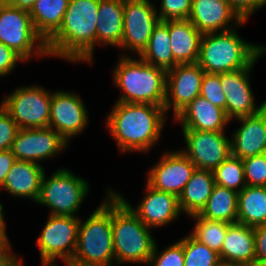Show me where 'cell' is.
<instances>
[{"label": "cell", "instance_id": "52a82bcc", "mask_svg": "<svg viewBox=\"0 0 266 266\" xmlns=\"http://www.w3.org/2000/svg\"><path fill=\"white\" fill-rule=\"evenodd\" d=\"M0 42L24 61L30 59L33 49L37 55L48 56L46 42L36 32L29 11L10 4H0Z\"/></svg>", "mask_w": 266, "mask_h": 266}, {"label": "cell", "instance_id": "4316f807", "mask_svg": "<svg viewBox=\"0 0 266 266\" xmlns=\"http://www.w3.org/2000/svg\"><path fill=\"white\" fill-rule=\"evenodd\" d=\"M69 0H36L29 13L36 32L47 42L61 27Z\"/></svg>", "mask_w": 266, "mask_h": 266}, {"label": "cell", "instance_id": "ab89813d", "mask_svg": "<svg viewBox=\"0 0 266 266\" xmlns=\"http://www.w3.org/2000/svg\"><path fill=\"white\" fill-rule=\"evenodd\" d=\"M17 61H24L17 53L0 42V76L9 74Z\"/></svg>", "mask_w": 266, "mask_h": 266}, {"label": "cell", "instance_id": "ac0fdd59", "mask_svg": "<svg viewBox=\"0 0 266 266\" xmlns=\"http://www.w3.org/2000/svg\"><path fill=\"white\" fill-rule=\"evenodd\" d=\"M147 193L142 202L134 209L119 193L115 194L149 228L160 227L178 218L181 213L179 198L171 193L154 189L147 183Z\"/></svg>", "mask_w": 266, "mask_h": 266}, {"label": "cell", "instance_id": "b9f144b4", "mask_svg": "<svg viewBox=\"0 0 266 266\" xmlns=\"http://www.w3.org/2000/svg\"><path fill=\"white\" fill-rule=\"evenodd\" d=\"M16 162V157L10 150L0 151V187L3 186L6 176Z\"/></svg>", "mask_w": 266, "mask_h": 266}, {"label": "cell", "instance_id": "d4e9b609", "mask_svg": "<svg viewBox=\"0 0 266 266\" xmlns=\"http://www.w3.org/2000/svg\"><path fill=\"white\" fill-rule=\"evenodd\" d=\"M124 0H100L96 44L121 46L123 36Z\"/></svg>", "mask_w": 266, "mask_h": 266}, {"label": "cell", "instance_id": "f35d334b", "mask_svg": "<svg viewBox=\"0 0 266 266\" xmlns=\"http://www.w3.org/2000/svg\"><path fill=\"white\" fill-rule=\"evenodd\" d=\"M243 19L247 20L253 12L266 5V0H227Z\"/></svg>", "mask_w": 266, "mask_h": 266}, {"label": "cell", "instance_id": "f546056e", "mask_svg": "<svg viewBox=\"0 0 266 266\" xmlns=\"http://www.w3.org/2000/svg\"><path fill=\"white\" fill-rule=\"evenodd\" d=\"M237 213L238 193L216 184L205 207L198 215L209 220L232 224L238 222Z\"/></svg>", "mask_w": 266, "mask_h": 266}, {"label": "cell", "instance_id": "e575fe53", "mask_svg": "<svg viewBox=\"0 0 266 266\" xmlns=\"http://www.w3.org/2000/svg\"><path fill=\"white\" fill-rule=\"evenodd\" d=\"M200 96L226 112V97L221 86L220 74H204Z\"/></svg>", "mask_w": 266, "mask_h": 266}, {"label": "cell", "instance_id": "cb8c5ba5", "mask_svg": "<svg viewBox=\"0 0 266 266\" xmlns=\"http://www.w3.org/2000/svg\"><path fill=\"white\" fill-rule=\"evenodd\" d=\"M171 50L177 64L197 63L203 34L188 20H169Z\"/></svg>", "mask_w": 266, "mask_h": 266}, {"label": "cell", "instance_id": "5b68a950", "mask_svg": "<svg viewBox=\"0 0 266 266\" xmlns=\"http://www.w3.org/2000/svg\"><path fill=\"white\" fill-rule=\"evenodd\" d=\"M114 83L123 93L124 103L164 106L167 71L146 61L123 56L114 69Z\"/></svg>", "mask_w": 266, "mask_h": 266}, {"label": "cell", "instance_id": "74e56055", "mask_svg": "<svg viewBox=\"0 0 266 266\" xmlns=\"http://www.w3.org/2000/svg\"><path fill=\"white\" fill-rule=\"evenodd\" d=\"M18 130L17 123L0 104V151L11 149Z\"/></svg>", "mask_w": 266, "mask_h": 266}, {"label": "cell", "instance_id": "7c38bea8", "mask_svg": "<svg viewBox=\"0 0 266 266\" xmlns=\"http://www.w3.org/2000/svg\"><path fill=\"white\" fill-rule=\"evenodd\" d=\"M187 150L182 151L196 169L213 171L231 155V141L223 132L183 130Z\"/></svg>", "mask_w": 266, "mask_h": 266}, {"label": "cell", "instance_id": "484cf974", "mask_svg": "<svg viewBox=\"0 0 266 266\" xmlns=\"http://www.w3.org/2000/svg\"><path fill=\"white\" fill-rule=\"evenodd\" d=\"M216 183L213 171L195 169L179 198L181 212L199 214L205 207Z\"/></svg>", "mask_w": 266, "mask_h": 266}, {"label": "cell", "instance_id": "f1b7e54d", "mask_svg": "<svg viewBox=\"0 0 266 266\" xmlns=\"http://www.w3.org/2000/svg\"><path fill=\"white\" fill-rule=\"evenodd\" d=\"M238 223L249 227L266 224V186L247 185L238 193Z\"/></svg>", "mask_w": 266, "mask_h": 266}, {"label": "cell", "instance_id": "44dd1931", "mask_svg": "<svg viewBox=\"0 0 266 266\" xmlns=\"http://www.w3.org/2000/svg\"><path fill=\"white\" fill-rule=\"evenodd\" d=\"M174 118L181 122L182 130L218 132H224L225 125L230 121L225 110L200 95Z\"/></svg>", "mask_w": 266, "mask_h": 266}, {"label": "cell", "instance_id": "6da1fadb", "mask_svg": "<svg viewBox=\"0 0 266 266\" xmlns=\"http://www.w3.org/2000/svg\"><path fill=\"white\" fill-rule=\"evenodd\" d=\"M100 0H69L61 27L46 42L48 56L92 62Z\"/></svg>", "mask_w": 266, "mask_h": 266}, {"label": "cell", "instance_id": "d590c367", "mask_svg": "<svg viewBox=\"0 0 266 266\" xmlns=\"http://www.w3.org/2000/svg\"><path fill=\"white\" fill-rule=\"evenodd\" d=\"M157 246L150 258L149 264L153 266H184L183 239L175 242L157 256Z\"/></svg>", "mask_w": 266, "mask_h": 266}, {"label": "cell", "instance_id": "2e32d148", "mask_svg": "<svg viewBox=\"0 0 266 266\" xmlns=\"http://www.w3.org/2000/svg\"><path fill=\"white\" fill-rule=\"evenodd\" d=\"M195 169L182 151L169 152L148 172L147 183L154 189L179 197Z\"/></svg>", "mask_w": 266, "mask_h": 266}, {"label": "cell", "instance_id": "7402d4cb", "mask_svg": "<svg viewBox=\"0 0 266 266\" xmlns=\"http://www.w3.org/2000/svg\"><path fill=\"white\" fill-rule=\"evenodd\" d=\"M219 257L223 264L252 265L255 261L254 228L238 222L230 224Z\"/></svg>", "mask_w": 266, "mask_h": 266}, {"label": "cell", "instance_id": "3957f363", "mask_svg": "<svg viewBox=\"0 0 266 266\" xmlns=\"http://www.w3.org/2000/svg\"><path fill=\"white\" fill-rule=\"evenodd\" d=\"M266 46L245 42L231 29L203 34L197 63L205 73L220 74L251 67Z\"/></svg>", "mask_w": 266, "mask_h": 266}, {"label": "cell", "instance_id": "8992f818", "mask_svg": "<svg viewBox=\"0 0 266 266\" xmlns=\"http://www.w3.org/2000/svg\"><path fill=\"white\" fill-rule=\"evenodd\" d=\"M147 227L112 191L113 247L117 264L147 263L156 242Z\"/></svg>", "mask_w": 266, "mask_h": 266}, {"label": "cell", "instance_id": "30bf717a", "mask_svg": "<svg viewBox=\"0 0 266 266\" xmlns=\"http://www.w3.org/2000/svg\"><path fill=\"white\" fill-rule=\"evenodd\" d=\"M52 93L42 87L30 86L16 89L1 106L10 114L19 129L49 127Z\"/></svg>", "mask_w": 266, "mask_h": 266}, {"label": "cell", "instance_id": "8fae6325", "mask_svg": "<svg viewBox=\"0 0 266 266\" xmlns=\"http://www.w3.org/2000/svg\"><path fill=\"white\" fill-rule=\"evenodd\" d=\"M156 7L149 0H124L121 46L138 53L147 47L154 26L159 22Z\"/></svg>", "mask_w": 266, "mask_h": 266}, {"label": "cell", "instance_id": "9a60e30c", "mask_svg": "<svg viewBox=\"0 0 266 266\" xmlns=\"http://www.w3.org/2000/svg\"><path fill=\"white\" fill-rule=\"evenodd\" d=\"M49 127L66 141L81 133L88 124V113L79 96L70 92L52 93Z\"/></svg>", "mask_w": 266, "mask_h": 266}, {"label": "cell", "instance_id": "83f0119b", "mask_svg": "<svg viewBox=\"0 0 266 266\" xmlns=\"http://www.w3.org/2000/svg\"><path fill=\"white\" fill-rule=\"evenodd\" d=\"M147 63L168 71L177 63L171 50L169 20L160 21L154 26L147 47L139 55Z\"/></svg>", "mask_w": 266, "mask_h": 266}, {"label": "cell", "instance_id": "836d02e7", "mask_svg": "<svg viewBox=\"0 0 266 266\" xmlns=\"http://www.w3.org/2000/svg\"><path fill=\"white\" fill-rule=\"evenodd\" d=\"M246 184L266 186V153L242 159Z\"/></svg>", "mask_w": 266, "mask_h": 266}, {"label": "cell", "instance_id": "e0dca14e", "mask_svg": "<svg viewBox=\"0 0 266 266\" xmlns=\"http://www.w3.org/2000/svg\"><path fill=\"white\" fill-rule=\"evenodd\" d=\"M251 67L220 73V82L226 97V115L229 120L258 113L266 105V100L257 108L251 90L249 73Z\"/></svg>", "mask_w": 266, "mask_h": 266}, {"label": "cell", "instance_id": "1f68e13d", "mask_svg": "<svg viewBox=\"0 0 266 266\" xmlns=\"http://www.w3.org/2000/svg\"><path fill=\"white\" fill-rule=\"evenodd\" d=\"M215 183L219 186L241 192L246 186L242 159L230 155L213 170ZM239 188V189H238Z\"/></svg>", "mask_w": 266, "mask_h": 266}, {"label": "cell", "instance_id": "9c48e42d", "mask_svg": "<svg viewBox=\"0 0 266 266\" xmlns=\"http://www.w3.org/2000/svg\"><path fill=\"white\" fill-rule=\"evenodd\" d=\"M80 219L75 216L50 215L36 240L43 266H55L62 258L66 266L72 261L77 244Z\"/></svg>", "mask_w": 266, "mask_h": 266}, {"label": "cell", "instance_id": "ba28073f", "mask_svg": "<svg viewBox=\"0 0 266 266\" xmlns=\"http://www.w3.org/2000/svg\"><path fill=\"white\" fill-rule=\"evenodd\" d=\"M88 185L68 169H59L48 179L44 173L36 203L51 208V215L74 216L87 195Z\"/></svg>", "mask_w": 266, "mask_h": 266}, {"label": "cell", "instance_id": "4fadbf2b", "mask_svg": "<svg viewBox=\"0 0 266 266\" xmlns=\"http://www.w3.org/2000/svg\"><path fill=\"white\" fill-rule=\"evenodd\" d=\"M205 72L198 63L177 64L167 71L164 108H173L176 117L201 93ZM170 95V96H169Z\"/></svg>", "mask_w": 266, "mask_h": 266}, {"label": "cell", "instance_id": "ee69618b", "mask_svg": "<svg viewBox=\"0 0 266 266\" xmlns=\"http://www.w3.org/2000/svg\"><path fill=\"white\" fill-rule=\"evenodd\" d=\"M36 0H11L8 4L30 11Z\"/></svg>", "mask_w": 266, "mask_h": 266}, {"label": "cell", "instance_id": "60d3db41", "mask_svg": "<svg viewBox=\"0 0 266 266\" xmlns=\"http://www.w3.org/2000/svg\"><path fill=\"white\" fill-rule=\"evenodd\" d=\"M255 260H266V224L254 228Z\"/></svg>", "mask_w": 266, "mask_h": 266}, {"label": "cell", "instance_id": "ffe728a7", "mask_svg": "<svg viewBox=\"0 0 266 266\" xmlns=\"http://www.w3.org/2000/svg\"><path fill=\"white\" fill-rule=\"evenodd\" d=\"M242 126L231 140V155L244 159L266 153V105L258 113L237 118Z\"/></svg>", "mask_w": 266, "mask_h": 266}, {"label": "cell", "instance_id": "7a4b0ae2", "mask_svg": "<svg viewBox=\"0 0 266 266\" xmlns=\"http://www.w3.org/2000/svg\"><path fill=\"white\" fill-rule=\"evenodd\" d=\"M164 106L116 102L107 127L120 151L144 152L160 137L165 121Z\"/></svg>", "mask_w": 266, "mask_h": 266}, {"label": "cell", "instance_id": "7bdbcfd3", "mask_svg": "<svg viewBox=\"0 0 266 266\" xmlns=\"http://www.w3.org/2000/svg\"><path fill=\"white\" fill-rule=\"evenodd\" d=\"M9 252H11L10 243H0V266H22L21 260Z\"/></svg>", "mask_w": 266, "mask_h": 266}, {"label": "cell", "instance_id": "d6986e66", "mask_svg": "<svg viewBox=\"0 0 266 266\" xmlns=\"http://www.w3.org/2000/svg\"><path fill=\"white\" fill-rule=\"evenodd\" d=\"M233 19L237 26L245 22L227 0H192L188 20L202 34L234 29L228 26Z\"/></svg>", "mask_w": 266, "mask_h": 266}, {"label": "cell", "instance_id": "c3c4849f", "mask_svg": "<svg viewBox=\"0 0 266 266\" xmlns=\"http://www.w3.org/2000/svg\"><path fill=\"white\" fill-rule=\"evenodd\" d=\"M220 266H241V265H230V264H221Z\"/></svg>", "mask_w": 266, "mask_h": 266}, {"label": "cell", "instance_id": "f6af8a7d", "mask_svg": "<svg viewBox=\"0 0 266 266\" xmlns=\"http://www.w3.org/2000/svg\"><path fill=\"white\" fill-rule=\"evenodd\" d=\"M3 207L2 205L0 204V243H3V242H9V239L5 233V222H4V214H3Z\"/></svg>", "mask_w": 266, "mask_h": 266}, {"label": "cell", "instance_id": "603a6c76", "mask_svg": "<svg viewBox=\"0 0 266 266\" xmlns=\"http://www.w3.org/2000/svg\"><path fill=\"white\" fill-rule=\"evenodd\" d=\"M45 171L39 163L16 160L6 176L2 188L18 197L37 201Z\"/></svg>", "mask_w": 266, "mask_h": 266}, {"label": "cell", "instance_id": "8d00e7d4", "mask_svg": "<svg viewBox=\"0 0 266 266\" xmlns=\"http://www.w3.org/2000/svg\"><path fill=\"white\" fill-rule=\"evenodd\" d=\"M192 0H161L160 21L188 19Z\"/></svg>", "mask_w": 266, "mask_h": 266}, {"label": "cell", "instance_id": "4dcf8cb0", "mask_svg": "<svg viewBox=\"0 0 266 266\" xmlns=\"http://www.w3.org/2000/svg\"><path fill=\"white\" fill-rule=\"evenodd\" d=\"M192 218L196 219L197 222L191 235L219 254L230 224L202 218L198 214L192 215Z\"/></svg>", "mask_w": 266, "mask_h": 266}, {"label": "cell", "instance_id": "5bb4252c", "mask_svg": "<svg viewBox=\"0 0 266 266\" xmlns=\"http://www.w3.org/2000/svg\"><path fill=\"white\" fill-rule=\"evenodd\" d=\"M67 146V141L50 127L19 129L10 151L16 160L38 163L57 155Z\"/></svg>", "mask_w": 266, "mask_h": 266}, {"label": "cell", "instance_id": "277c9868", "mask_svg": "<svg viewBox=\"0 0 266 266\" xmlns=\"http://www.w3.org/2000/svg\"><path fill=\"white\" fill-rule=\"evenodd\" d=\"M78 229L76 249L67 266H111L115 260L112 231V190Z\"/></svg>", "mask_w": 266, "mask_h": 266}, {"label": "cell", "instance_id": "bcb514c9", "mask_svg": "<svg viewBox=\"0 0 266 266\" xmlns=\"http://www.w3.org/2000/svg\"><path fill=\"white\" fill-rule=\"evenodd\" d=\"M250 266H266V260H255Z\"/></svg>", "mask_w": 266, "mask_h": 266}, {"label": "cell", "instance_id": "d6a6232c", "mask_svg": "<svg viewBox=\"0 0 266 266\" xmlns=\"http://www.w3.org/2000/svg\"><path fill=\"white\" fill-rule=\"evenodd\" d=\"M184 266H220L219 254L191 234L183 238Z\"/></svg>", "mask_w": 266, "mask_h": 266}, {"label": "cell", "instance_id": "7dc6e473", "mask_svg": "<svg viewBox=\"0 0 266 266\" xmlns=\"http://www.w3.org/2000/svg\"><path fill=\"white\" fill-rule=\"evenodd\" d=\"M11 0H0V4H8Z\"/></svg>", "mask_w": 266, "mask_h": 266}]
</instances>
